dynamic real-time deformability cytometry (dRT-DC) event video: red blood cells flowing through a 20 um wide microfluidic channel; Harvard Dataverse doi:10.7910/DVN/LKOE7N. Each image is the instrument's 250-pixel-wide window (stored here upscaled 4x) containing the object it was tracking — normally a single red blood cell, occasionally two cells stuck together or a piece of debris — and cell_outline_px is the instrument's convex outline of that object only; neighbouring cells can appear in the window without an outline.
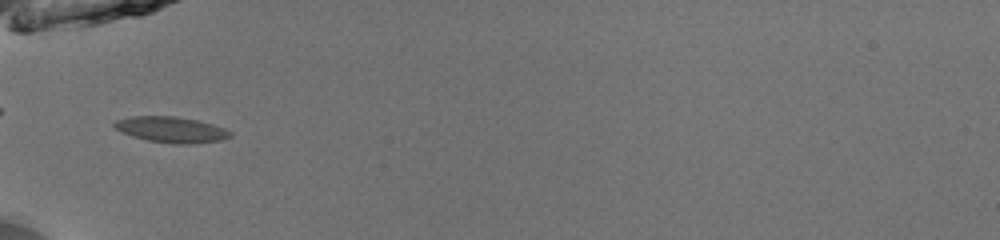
{"species": "common noctule bat (a hibernating species)", "species_latin": "Nyctalus noctula", "temperature_condition": "room temperature", "stored_images_in_passage": 30, "camera_frame_rate_fps": 3000, "um_per_image_px": 0.085, "animal": {"sex": "male", "body_mass_g": 13.0, "forearm_length_mm": 53.1}, "frame": {"image": 1, "passage_image": 1, "time_ms": 0.0, "image_size_px": [1000, 240], "cell_outline_px": [[232, 136], [220, 140], [192, 144], [172, 144], [148, 140], [132, 136], [116, 128], [112, 124], [116, 120], [132, 116], [176, 116], [196, 120], [212, 124], [224, 128], [232, 132]], "centroid_in_image_um": [14.57, 11.02], "position_along_channel_um": 70.4, "area_um2": 17.34}}
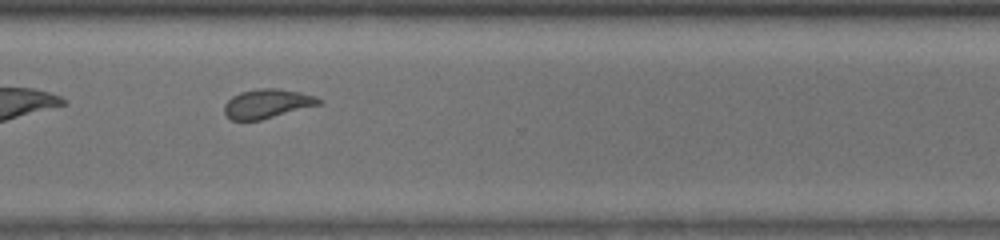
{"frame": {"image": 2, "passage_image": 22, "time_ms": 7.0, "image_size_px": [1000, 240], "cell_outline_px": [[324, 100], [320, 104], [260, 120], [232, 120], [224, 112], [224, 104], [232, 96], [240, 92], [256, 88], [276, 88], [300, 92], [316, 96]], "centroid_in_image_um": [22.71, 8.79], "position_along_channel_um": 347.9, "area_um2": 16.01}, "authors_computed_cell_mechanics": {"area_um2": 16.0106, "velocity_mm_per_s": 3.9812, "shape_relaxation_time_tau1_ms": 7.3653, "shape_relaxation_time_tau2_ms": 1.7311, "deformation_change_tau1": 0.1807, "deformation_change_tau2": 0.0546}}